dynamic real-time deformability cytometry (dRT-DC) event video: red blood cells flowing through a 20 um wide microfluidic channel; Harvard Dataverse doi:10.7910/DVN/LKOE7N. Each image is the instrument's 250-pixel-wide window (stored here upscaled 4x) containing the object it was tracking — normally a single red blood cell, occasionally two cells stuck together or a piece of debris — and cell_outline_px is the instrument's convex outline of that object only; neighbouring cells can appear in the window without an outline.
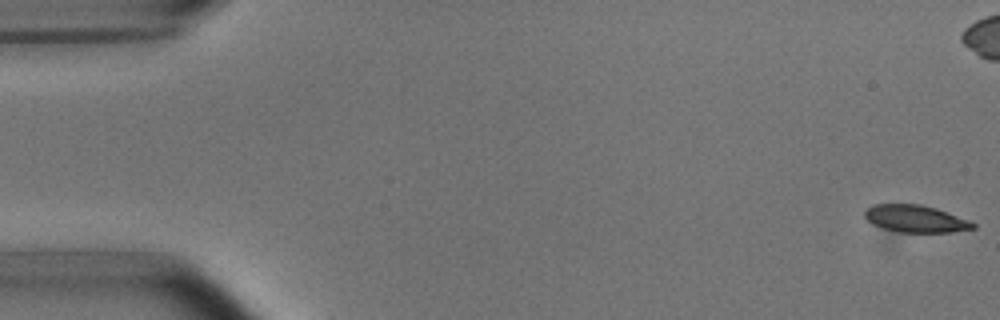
{"species": "common noctule bat (a hibernating species)", "species_latin": "Nyctalus noctula", "temperature_condition": "room temperature", "stored_images_in_passage": 12, "camera_frame_rate_fps": 3000, "um_per_image_px": 0.085, "animal": {"sex": "male", "body_mass_g": 15.6}, "frame": {"image": 1, "passage_image": 1, "time_ms": 0.0, "image_size_px": [1000, 320], "cell_outline_px": [[976, 228], [952, 232], [896, 236], [892, 236], [872, 224], [864, 216], [864, 212], [872, 204], [920, 204], [936, 208], [968, 220], [976, 224]], "centroid_in_image_um": [77.74, 18.68], "position_along_channel_um": 7.3, "area_um2": 18.44}}